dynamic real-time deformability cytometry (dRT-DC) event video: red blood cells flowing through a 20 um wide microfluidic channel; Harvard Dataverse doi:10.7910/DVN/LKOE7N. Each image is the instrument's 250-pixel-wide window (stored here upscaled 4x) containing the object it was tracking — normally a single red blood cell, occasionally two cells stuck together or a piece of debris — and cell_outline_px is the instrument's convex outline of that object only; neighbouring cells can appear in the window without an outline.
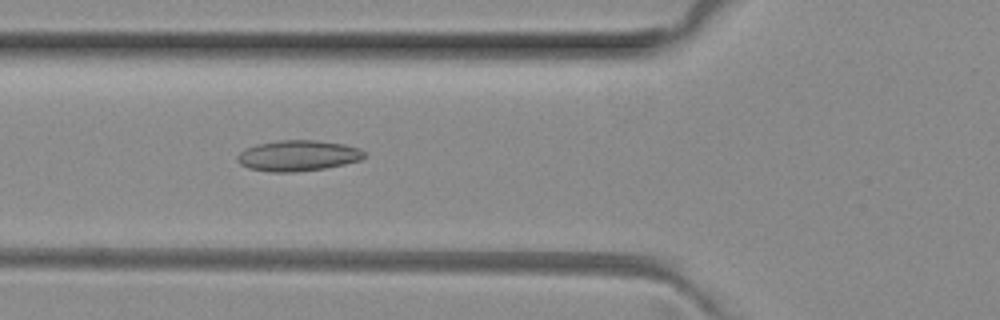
{"species": "common noctule bat (a hibernating species)", "species_latin": "Nyctalus noctula", "temperature_condition": "room temperature", "stored_images_in_passage": 42, "camera_frame_rate_fps": 3000, "um_per_image_px": 0.085, "animal": {"sex": "female", "body_mass_g": 29.2, "forearm_length_mm": 56.3}, "frame": {"image": 1, "passage_image": 10, "time_ms": 3.0, "image_size_px": [1000, 320], "cell_outline_px": [[364, 156], [360, 160], [344, 164], [324, 168], [296, 172], [272, 172], [248, 168], [240, 164], [236, 160], [236, 156], [240, 152], [256, 144], [280, 140], [316, 140], [344, 144], [360, 148], [364, 152]], "centroid_in_image_um": [25.31, 13.23], "position_along_channel_um": 100.5, "area_um2": 22.72}}
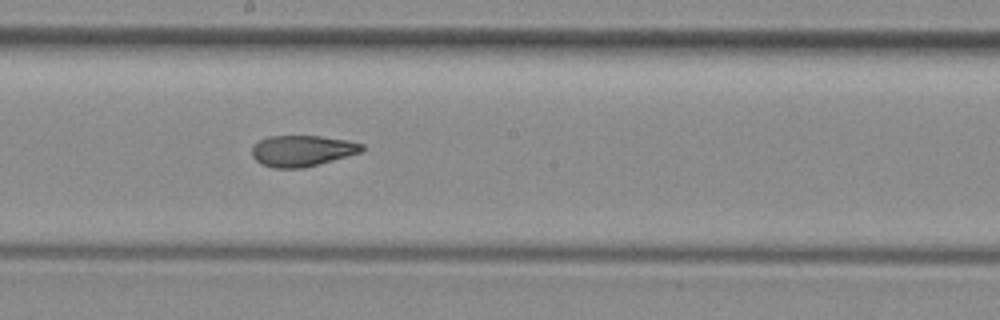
{"frame": {"image": 2, "passage_image": 19, "time_ms": 6.0, "image_size_px": [1000, 320], "cell_outline_px": [[364, 148], [360, 152], [304, 168], [272, 168], [260, 164], [252, 156], [252, 148], [260, 140], [268, 136], [320, 136], [348, 140], [364, 144]], "centroid_in_image_um": [25.66, 12.82], "position_along_channel_um": 222.5, "area_um2": 19.83}}
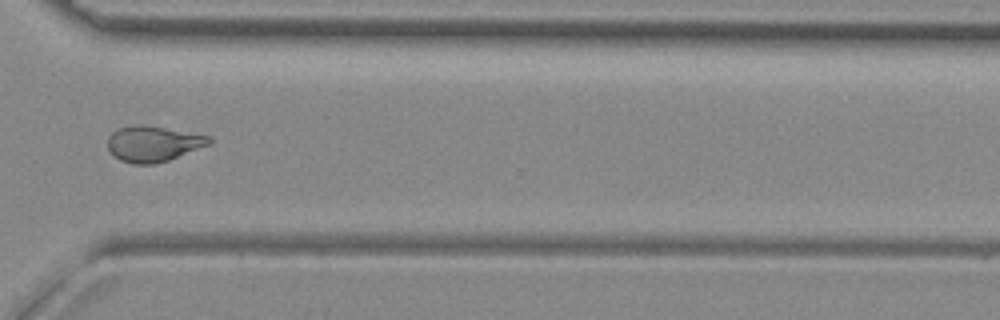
{"frame": {"image": 3, "passage_image": 29, "time_ms": 9.333, "image_size_px": [1000, 320], "cell_outline_px": [[212, 140], [208, 144], [168, 160], [156, 164], [132, 164], [120, 160], [108, 148], [108, 136], [116, 128], [132, 124], [140, 124], [212, 136]], "centroid_in_image_um": [12.98, 12.2], "position_along_channel_um": 357.6, "area_um2": 20.92}, "authors_computed_cell_mechanics": {"area_um2": 21.0681, "velocity_mm_per_s": 4.0618, "shape_relaxation_time_tau1_ms": null, "shape_relaxation_time_tau2_ms": 2.271, "deformation_change_tau1": null, "deformation_change_tau2": 0.0956}}